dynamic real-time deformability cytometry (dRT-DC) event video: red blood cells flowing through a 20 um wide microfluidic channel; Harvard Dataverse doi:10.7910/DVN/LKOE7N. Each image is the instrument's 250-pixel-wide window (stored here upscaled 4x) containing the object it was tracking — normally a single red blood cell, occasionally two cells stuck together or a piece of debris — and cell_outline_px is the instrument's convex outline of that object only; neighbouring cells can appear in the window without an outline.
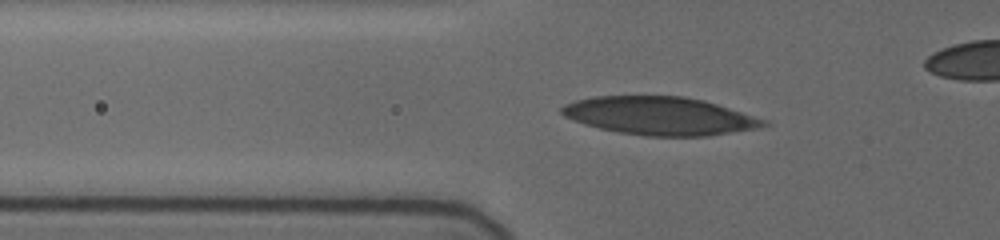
{"species": "human", "species_latin": "Homo sapiens", "temperature_condition": "cold", "stored_images_in_passage": 19, "camera_frame_rate_fps": 3000, "um_per_image_px": 0.085, "donor": {"sex": "female"}, "frame": {"image": 1, "passage_image": 9, "time_ms": 5.0, "image_size_px": [1000, 240], "cell_outline_px": [[768, 124], [756, 128], [708, 136], [648, 136], [620, 132], [600, 128], [584, 124], [564, 116], [560, 112], [560, 108], [564, 104], [576, 100], [596, 96], [684, 96], [704, 100], [768, 120]], "centroid_in_image_um": [56.07, 9.84], "position_along_channel_um": 69.7, "area_um2": 44.62}}
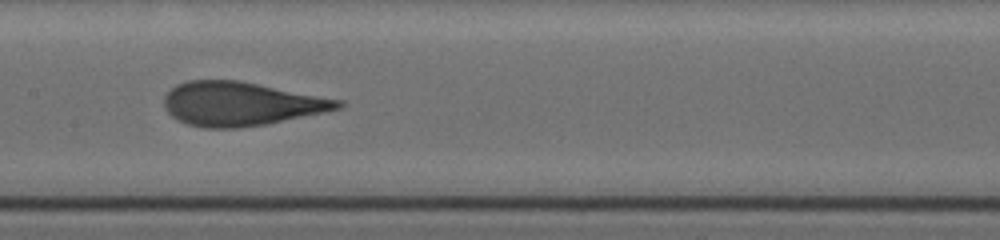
{"frame": {"image": 2, "passage_image": 15, "time_ms": 8.333, "image_size_px": [1000, 240], "cell_outline_px": [[344, 108], [264, 124], [240, 128], [204, 128], [188, 124], [176, 120], [164, 108], [164, 96], [176, 84], [188, 80], [240, 80], [344, 100]], "centroid_in_image_um": [20.48, 8.82], "position_along_channel_um": 186.9, "area_um2": 44.62}}
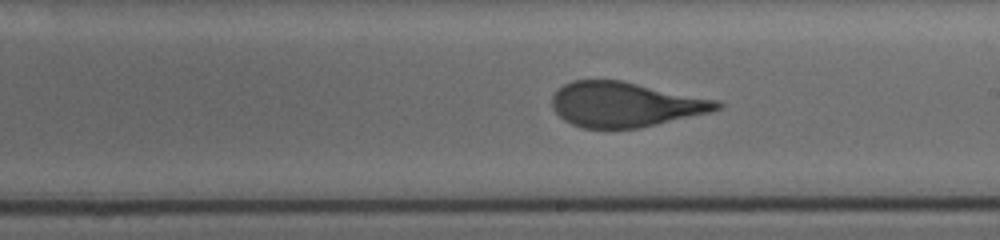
{"frame": {"image": 3, "passage_image": 18, "time_ms": 9.667, "image_size_px": [1000, 240], "cell_outline_px": [[724, 104], [720, 108], [708, 112], [640, 128], [584, 128], [572, 124], [564, 120], [552, 108], [552, 96], [564, 84], [572, 80], [620, 80], [716, 100]], "centroid_in_image_um": [53.09, 8.88], "position_along_channel_um": 235.9, "area_um2": 42.6}}